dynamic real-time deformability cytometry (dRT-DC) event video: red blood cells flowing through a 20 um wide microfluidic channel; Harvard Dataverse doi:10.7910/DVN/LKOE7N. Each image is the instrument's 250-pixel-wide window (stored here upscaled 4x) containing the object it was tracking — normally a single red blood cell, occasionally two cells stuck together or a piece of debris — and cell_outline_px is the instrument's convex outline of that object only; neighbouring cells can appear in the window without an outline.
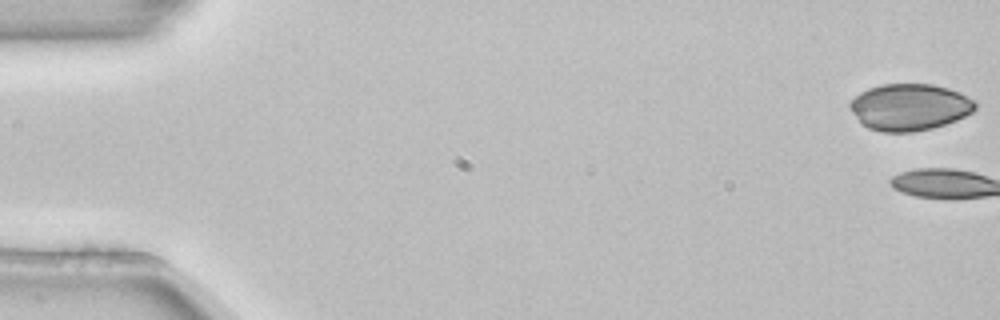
{"species": "common noctule bat (a hibernating species)", "species_latin": "Nyctalus noctula", "temperature_condition": "room temperature", "stored_images_in_passage": 7, "camera_frame_rate_fps": 3000, "um_per_image_px": 0.085, "animal": {"sex": "female", "body_mass_g": 22.7, "forearm_length_mm": 54.2}, "frame": {"image": 1, "passage_image": 1, "time_ms": 0.0, "image_size_px": [1000, 320], "cell_outline_px": [[976, 108], [972, 112], [956, 120], [932, 128], [912, 132], [880, 132], [868, 128], [860, 124], [848, 108], [848, 104], [860, 92], [868, 88], [880, 84], [932, 84], [948, 88], [960, 92], [976, 100]], "centroid_in_image_um": [77.28, 9.1], "position_along_channel_um": 7.7, "area_um2": 34.45}}
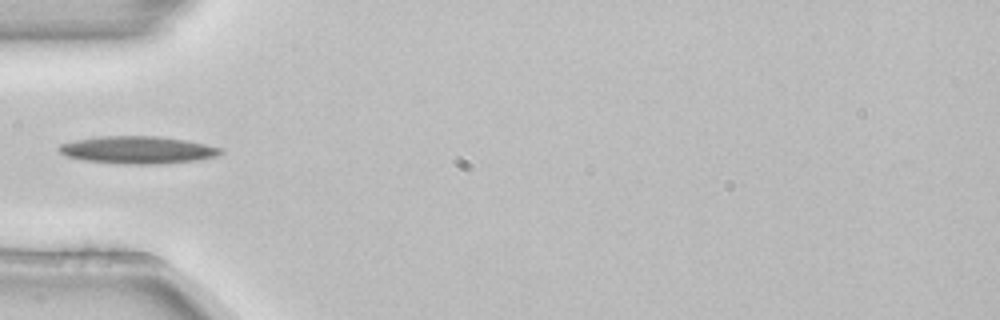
{"frame": {"image": 2, "passage_image": 6, "time_ms": 1.667, "image_size_px": [1000, 320], "cell_outline_px": [[224, 152], [216, 156], [196, 160], [160, 164], [120, 164], [84, 160], [64, 156], [56, 148], [60, 144], [76, 140], [100, 136], [156, 136], [184, 140], [204, 144], [220, 148]], "centroid_in_image_um": [11.65, 12.75], "position_along_channel_um": 73.3, "area_um2": 25.78}}